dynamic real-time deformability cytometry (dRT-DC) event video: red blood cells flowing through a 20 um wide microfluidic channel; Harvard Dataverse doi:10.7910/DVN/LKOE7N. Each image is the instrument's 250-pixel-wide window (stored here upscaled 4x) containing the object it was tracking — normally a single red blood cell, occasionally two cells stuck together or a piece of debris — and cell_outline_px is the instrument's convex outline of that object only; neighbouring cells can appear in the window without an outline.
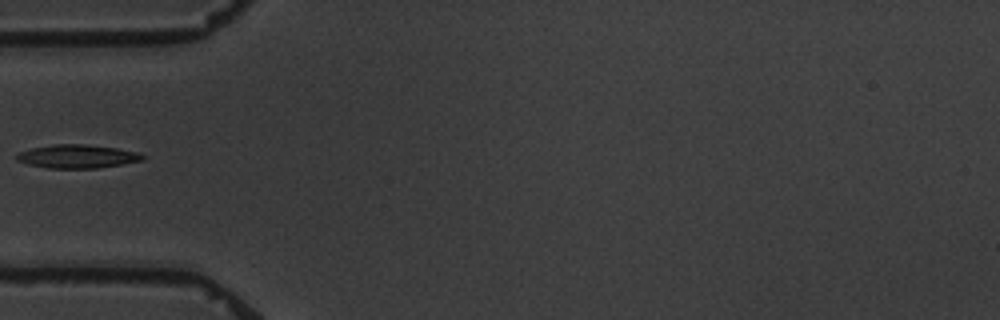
{"species": "common noctule bat (a hibernating species)", "species_latin": "Nyctalus noctula", "temperature_condition": "warm", "stored_images_in_passage": 5, "camera_frame_rate_fps": 3000, "um_per_image_px": 0.085, "animal": {"sex": "male", "body_mass_g": 19.5, "forearm_length_mm": 54.6}, "frame": {"image": 1, "passage_image": 5, "time_ms": 5.333, "image_size_px": [1000, 320], "cell_outline_px": [[144, 160], [96, 168], [48, 168], [28, 164], [16, 160], [16, 156], [20, 152], [32, 148], [56, 144], [84, 144], [116, 148], [140, 152], [144, 156]], "centroid_in_image_um": [6.58, 13.29], "position_along_channel_um": 78.4, "area_um2": 17.05}}